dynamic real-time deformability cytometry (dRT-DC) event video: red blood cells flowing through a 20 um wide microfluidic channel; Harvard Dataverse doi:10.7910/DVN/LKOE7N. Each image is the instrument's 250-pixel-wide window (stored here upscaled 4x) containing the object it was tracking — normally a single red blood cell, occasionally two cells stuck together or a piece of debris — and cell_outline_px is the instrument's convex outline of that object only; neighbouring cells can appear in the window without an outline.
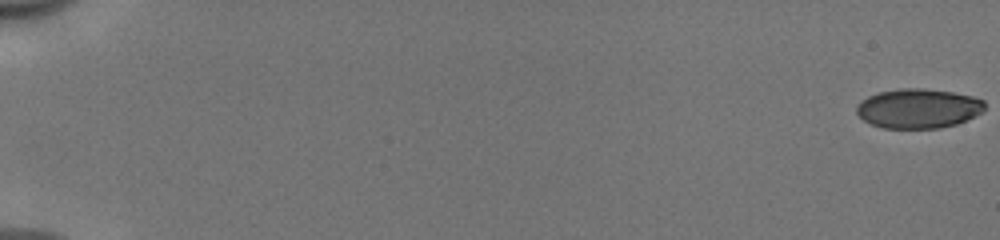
{"species": "human", "species_latin": "Homo sapiens", "temperature_condition": "cold", "stored_images_in_passage": 15, "camera_frame_rate_fps": 3000, "um_per_image_px": 0.085, "donor": {"sex": "male"}, "frame": {"image": 1, "passage_image": 1, "time_ms": 0.0, "image_size_px": [1000, 240], "cell_outline_px": [[984, 112], [956, 124], [940, 128], [884, 128], [872, 124], [864, 120], [856, 112], [856, 104], [860, 100], [868, 96], [880, 92], [900, 88], [924, 88], [952, 92], [972, 96], [984, 100]], "centroid_in_image_um": [78.05, 9.21], "position_along_channel_um": 6.9, "area_um2": 29.59}}